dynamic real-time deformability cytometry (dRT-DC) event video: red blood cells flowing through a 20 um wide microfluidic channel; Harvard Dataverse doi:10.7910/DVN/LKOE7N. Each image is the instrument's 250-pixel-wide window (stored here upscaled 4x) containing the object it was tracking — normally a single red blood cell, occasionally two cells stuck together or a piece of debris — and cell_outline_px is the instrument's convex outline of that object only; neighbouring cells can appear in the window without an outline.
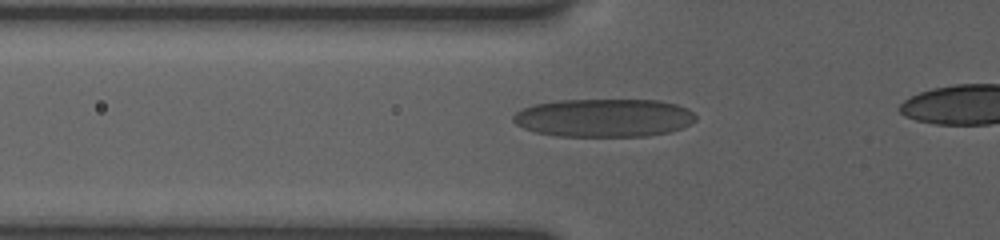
{"species": "human", "species_latin": "Homo sapiens", "temperature_condition": "room temperature", "stored_images_in_passage": 26, "camera_frame_rate_fps": 3000, "um_per_image_px": 0.085, "donor": {"sex": "female"}, "frame": {"image": 1, "passage_image": 8, "time_ms": 5.0, "image_size_px": [1000, 240], "cell_outline_px": [[696, 120], [680, 128], [668, 132], [648, 136], [556, 136], [536, 132], [524, 128], [516, 124], [512, 120], [512, 116], [516, 112], [524, 108], [536, 104], [560, 100], [660, 100], [676, 104], [688, 108], [696, 116]], "centroid_in_image_um": [51.34, 10.01], "position_along_channel_um": 74.5, "area_um2": 40.58}}
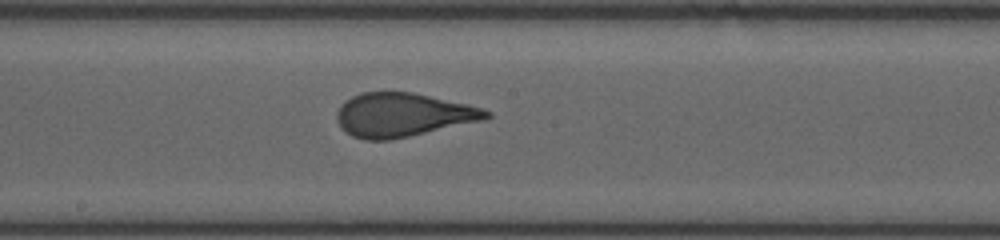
{"frame": {"image": 2, "passage_image": 13, "time_ms": 8.667, "image_size_px": [1000, 240], "cell_outline_px": [[492, 116], [484, 120], [408, 136], [388, 140], [364, 140], [352, 136], [340, 128], [336, 120], [336, 112], [340, 104], [344, 100], [360, 92], [412, 92], [468, 104], [492, 112]], "centroid_in_image_um": [34.19, 9.76], "position_along_channel_um": 214.0, "area_um2": 38.21}}
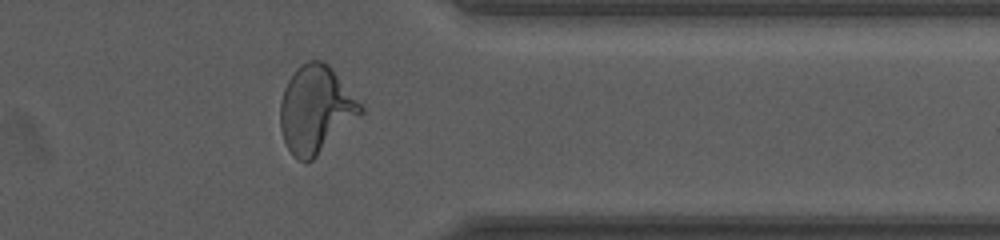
{"frame": {"image": 3, "passage_image": 23, "time_ms": 13.333, "image_size_px": [1000, 240], "cell_outline_px": [[364, 112], [360, 116], [308, 164], [292, 156], [284, 140], [280, 128], [280, 100], [284, 88], [288, 80], [296, 68], [300, 64], [308, 60], [324, 60], [332, 68], [364, 108]], "centroid_in_image_um": [26.82, 9.3], "position_along_channel_um": 384.6, "area_um2": 40.92}}